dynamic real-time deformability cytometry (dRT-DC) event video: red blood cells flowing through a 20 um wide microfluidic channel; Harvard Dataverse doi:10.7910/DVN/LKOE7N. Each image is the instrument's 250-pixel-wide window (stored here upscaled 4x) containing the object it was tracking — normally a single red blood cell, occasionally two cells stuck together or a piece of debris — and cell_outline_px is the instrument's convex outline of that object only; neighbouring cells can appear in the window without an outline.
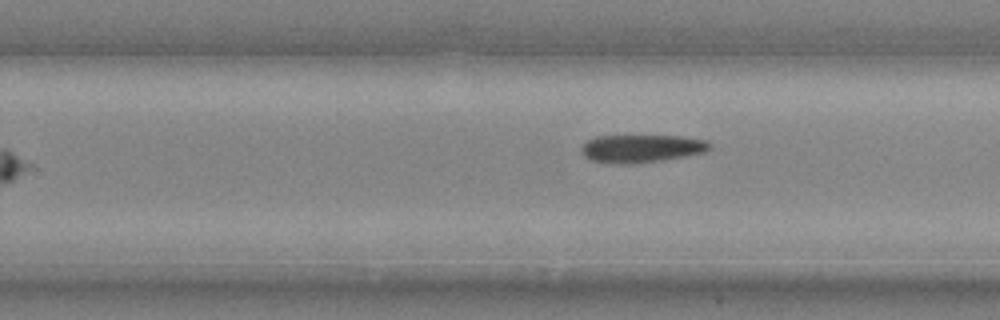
{"species": "common noctule bat (a hibernating species)", "species_latin": "Nyctalus noctula", "temperature_condition": "cold", "stored_images_in_passage": 17, "camera_frame_rate_fps": 3000, "um_per_image_px": 0.085, "animal": {"sex": "male", "body_mass_g": 20.4}, "frame": {"image": 1, "passage_image": 17, "time_ms": 5.333, "image_size_px": [1000, 320], "cell_outline_px": [[712, 148], [704, 152], [664, 160], [636, 164], [612, 164], [592, 160], [584, 156], [580, 152], [580, 148], [588, 140], [596, 136], [680, 136], [708, 140], [712, 144]], "centroid_in_image_um": [54.53, 12.63], "position_along_channel_um": 275.3, "area_um2": 21.1}}